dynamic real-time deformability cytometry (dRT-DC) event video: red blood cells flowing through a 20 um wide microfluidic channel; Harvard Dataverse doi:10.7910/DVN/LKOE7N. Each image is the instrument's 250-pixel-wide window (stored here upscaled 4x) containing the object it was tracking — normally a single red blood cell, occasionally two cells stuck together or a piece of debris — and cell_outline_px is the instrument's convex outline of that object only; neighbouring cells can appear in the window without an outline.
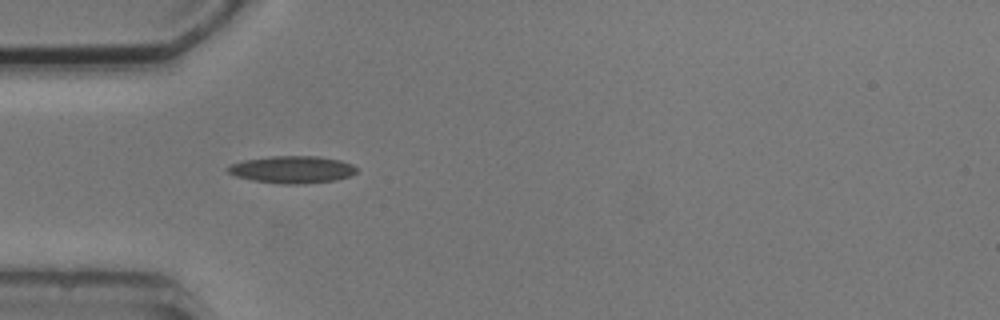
{"species": "common noctule bat (a hibernating species)", "species_latin": "Nyctalus noctula", "temperature_condition": "cold", "stored_images_in_passage": 2, "camera_frame_rate_fps": 3000, "um_per_image_px": 0.085, "animal": {"sex": "male", "body_mass_g": 20.5, "forearm_length_mm": 52.5}, "frame": {"image": 1, "passage_image": 1, "time_ms": 0.0, "image_size_px": [1000, 320], "cell_outline_px": [[356, 172], [348, 176], [336, 180], [304, 184], [280, 184], [252, 180], [236, 176], [228, 172], [224, 168], [228, 164], [244, 160], [268, 156], [320, 156], [340, 160], [352, 164], [356, 168]], "centroid_in_image_um": [24.79, 14.41], "position_along_channel_um": 60.2, "area_um2": 20.63}}